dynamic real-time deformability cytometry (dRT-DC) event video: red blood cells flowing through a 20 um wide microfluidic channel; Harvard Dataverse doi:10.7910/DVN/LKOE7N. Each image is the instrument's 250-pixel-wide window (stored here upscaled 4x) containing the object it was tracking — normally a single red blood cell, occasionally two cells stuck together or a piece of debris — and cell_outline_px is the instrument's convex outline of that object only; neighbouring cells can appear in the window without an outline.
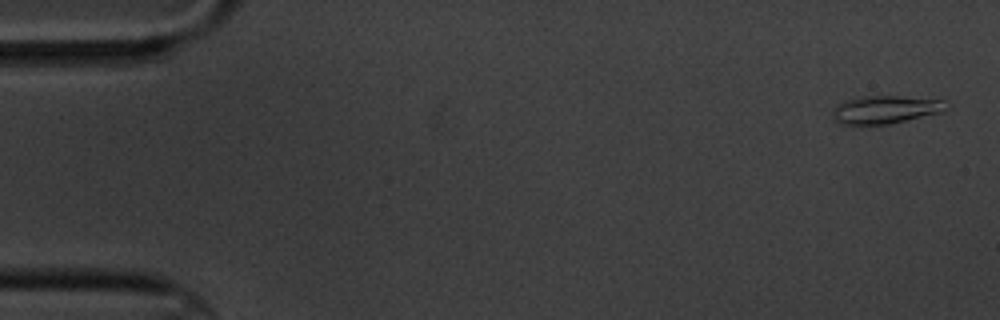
{"species": "common noctule bat (a hibernating species)", "species_latin": "Nyctalus noctula", "temperature_condition": "cold", "stored_images_in_passage": 5, "camera_frame_rate_fps": 3000, "um_per_image_px": 0.085, "animal": {"sex": "male", "body_mass_g": 20.1, "forearm_length_mm": 53.5}, "frame": {"image": 1, "passage_image": 1, "time_ms": 0.0, "image_size_px": [1000, 320], "cell_outline_px": [[944, 100], [940, 112], [888, 124], [840, 124], [832, 116], [832, 112], [836, 104], [844, 100], [864, 96], [900, 96]], "centroid_in_image_um": [75.13, 9.31], "position_along_channel_um": 9.9, "area_um2": 18.03}}